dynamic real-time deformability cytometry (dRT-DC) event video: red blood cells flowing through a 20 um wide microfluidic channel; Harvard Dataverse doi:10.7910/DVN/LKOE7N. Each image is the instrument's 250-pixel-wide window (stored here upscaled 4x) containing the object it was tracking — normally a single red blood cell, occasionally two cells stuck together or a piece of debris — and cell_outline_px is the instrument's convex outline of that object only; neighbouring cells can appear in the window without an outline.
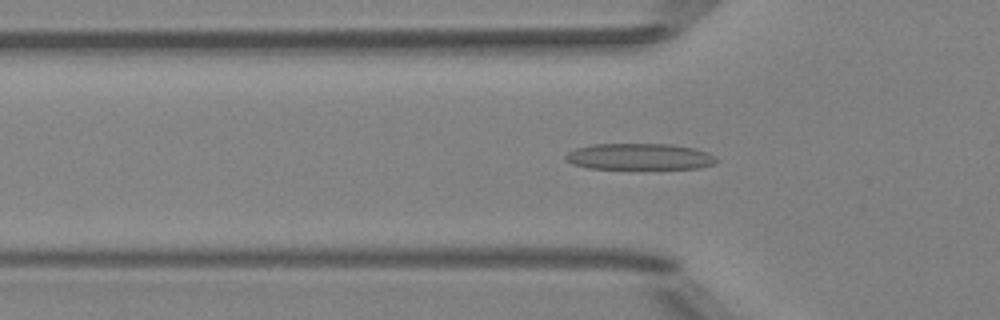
{"species": "Egyptian fruit bat (a non-hibernating species)", "species_latin": "Rousettus aegyptiacus", "temperature_condition": "room temperature", "stored_images_in_passage": 39, "camera_frame_rate_fps": 3000, "um_per_image_px": 0.085, "animal": {"sex": "female"}, "frame": {"image": 1, "passage_image": 5, "time_ms": 1.333, "image_size_px": [1000, 320], "cell_outline_px": [[716, 164], [700, 168], [588, 168], [572, 164], [564, 160], [564, 156], [568, 152], [576, 148], [592, 144], [672, 144], [696, 148], [708, 152], [716, 156]], "centroid_in_image_um": [54.37, 13.3], "position_along_channel_um": 71.4, "area_um2": 23.24}}
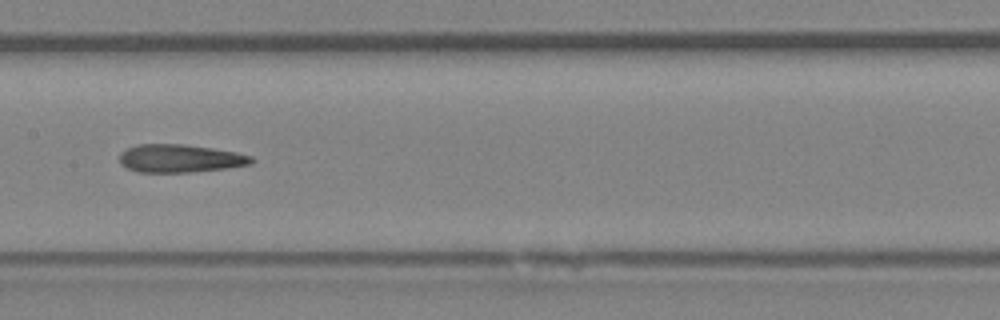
{"frame": {"image": 2, "passage_image": 14, "time_ms": 4.333, "image_size_px": [1000, 320], "cell_outline_px": [[256, 160], [252, 164], [224, 168], [188, 172], [136, 172], [120, 164], [120, 152], [136, 144], [184, 144], [212, 148], [236, 152], [252, 156]], "centroid_in_image_um": [15.3, 13.46], "position_along_channel_um": 192.1, "area_um2": 21.56}}
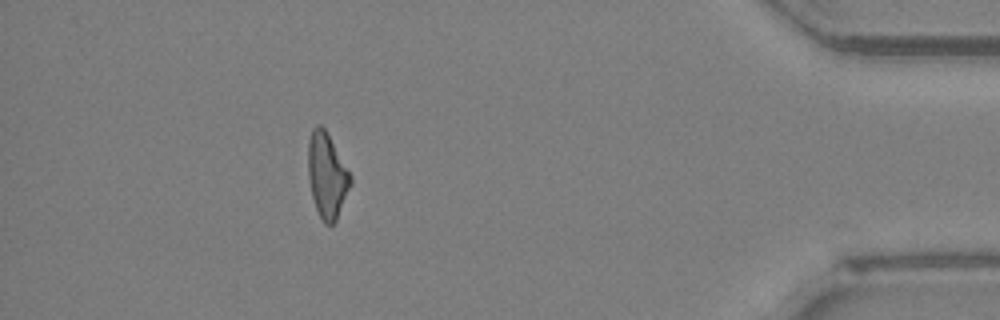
{"frame": {"image": 3, "passage_image": 34, "time_ms": 11.0, "image_size_px": [1000, 320], "cell_outline_px": [[352, 184], [336, 220], [332, 224], [324, 224], [316, 208], [312, 196], [308, 176], [308, 140], [312, 128], [316, 124], [320, 124], [324, 128], [352, 176]], "centroid_in_image_um": [27.79, 14.91], "position_along_channel_um": 407.4, "area_um2": 20.92}, "authors_computed_cell_mechanics": {"area_um2": 21.5594, "velocity_mm_per_s": 4.0243, "shape_relaxation_time_tau1_ms": 7.0479, "shape_relaxation_time_tau2_ms": 3.7574, "deformation_change_tau1": 0.1983, "deformation_change_tau2": 0.1621}}